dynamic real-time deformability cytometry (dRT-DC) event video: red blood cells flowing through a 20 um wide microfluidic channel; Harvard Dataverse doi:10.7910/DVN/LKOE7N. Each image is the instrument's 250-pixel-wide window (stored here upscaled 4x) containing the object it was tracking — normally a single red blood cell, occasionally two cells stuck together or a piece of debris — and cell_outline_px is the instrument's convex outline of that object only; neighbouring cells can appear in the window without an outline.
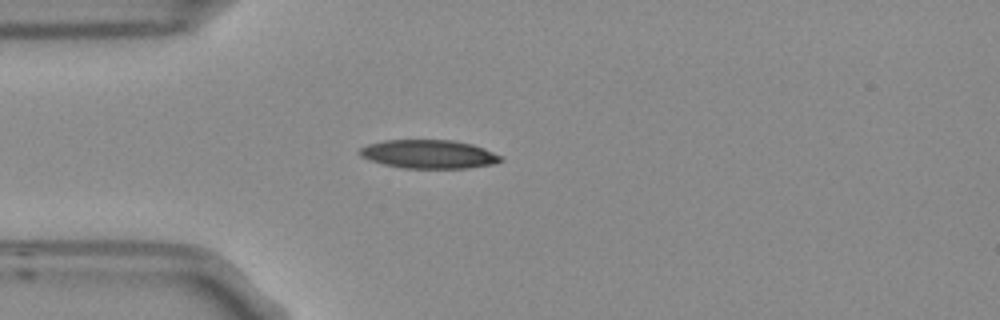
{"species": "Egyptian fruit bat (a non-hibernating species)", "species_latin": "Rousettus aegyptiacus", "temperature_condition": "room temperature", "stored_images_in_passage": 3, "camera_frame_rate_fps": 3000, "um_per_image_px": 0.085, "frame": {"image": 1, "passage_image": 3, "time_ms": 0.667, "image_size_px": [1000, 320], "cell_outline_px": [[504, 160], [492, 164], [468, 168], [404, 168], [384, 164], [360, 156], [356, 152], [360, 148], [368, 144], [384, 140], [452, 140], [472, 144], [484, 148], [500, 156]], "centroid_in_image_um": [36.43, 13.1], "position_along_channel_um": 48.6, "area_um2": 23.41}}